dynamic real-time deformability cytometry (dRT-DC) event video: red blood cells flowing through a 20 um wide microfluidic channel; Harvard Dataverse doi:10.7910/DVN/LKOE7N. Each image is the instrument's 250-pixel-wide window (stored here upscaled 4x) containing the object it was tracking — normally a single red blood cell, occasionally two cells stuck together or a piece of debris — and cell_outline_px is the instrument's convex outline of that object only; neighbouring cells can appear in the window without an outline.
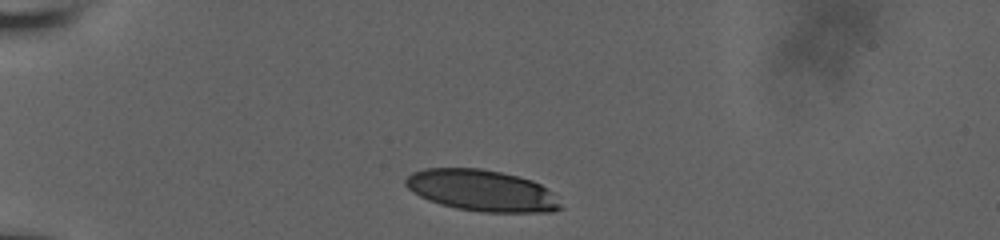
{"species": "human", "species_latin": "Homo sapiens", "temperature_condition": "room temperature", "stored_images_in_passage": 34, "camera_frame_rate_fps": 3000, "um_per_image_px": 0.085, "donor": {"sex": "male"}, "frame": {"image": 1, "passage_image": 1, "time_ms": 0.0, "image_size_px": [1000, 240], "cell_outline_px": [[564, 208], [552, 212], [480, 212], [456, 208], [440, 204], [428, 200], [412, 192], [404, 184], [404, 180], [412, 172], [424, 168], [480, 168], [500, 172], [532, 180], [548, 188], [552, 192]], "centroid_in_image_um": [40.95, 16.2], "position_along_channel_um": 44.1, "area_um2": 37.51}}
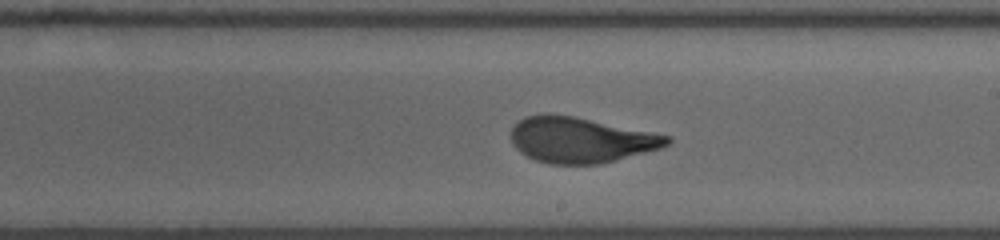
{"frame": {"image": 2, "passage_image": 20, "time_ms": 6.333, "image_size_px": [1000, 240], "cell_outline_px": [[672, 140], [668, 144], [660, 148], [616, 160], [600, 164], [548, 164], [536, 160], [520, 152], [512, 144], [512, 128], [524, 116], [548, 112], [572, 116], [672, 136]], "centroid_in_image_um": [49.34, 11.89], "position_along_channel_um": 239.7, "area_um2": 41.33}}
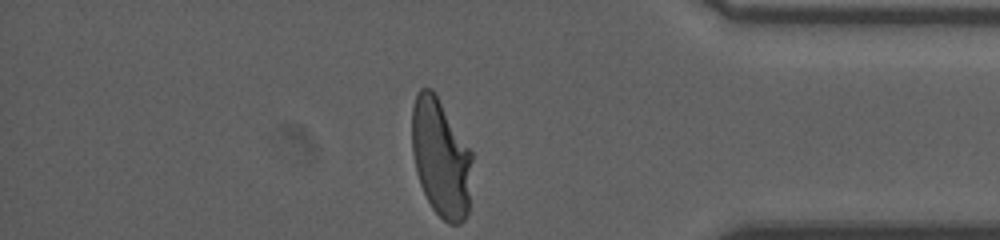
{"frame": {"image": 3, "passage_image": 34, "time_ms": 11.0, "image_size_px": [1000, 240], "cell_outline_px": [[472, 160], [468, 212], [464, 220], [460, 224], [448, 224], [432, 208], [420, 184], [416, 172], [412, 152], [412, 108], [416, 96], [420, 88], [432, 88], [472, 152]], "centroid_in_image_um": [37.47, 13.43], "position_along_channel_um": 397.7, "area_um2": 41.33}, "authors_computed_cell_mechanics": {"area_um2": 41.5582, "velocity_mm_per_s": 3.8131, "shape_relaxation_time_tau1_ms": 5.0677, "shape_relaxation_time_tau2_ms": null, "deformation_change_tau1": 0.2117, "deformation_change_tau2": null}}